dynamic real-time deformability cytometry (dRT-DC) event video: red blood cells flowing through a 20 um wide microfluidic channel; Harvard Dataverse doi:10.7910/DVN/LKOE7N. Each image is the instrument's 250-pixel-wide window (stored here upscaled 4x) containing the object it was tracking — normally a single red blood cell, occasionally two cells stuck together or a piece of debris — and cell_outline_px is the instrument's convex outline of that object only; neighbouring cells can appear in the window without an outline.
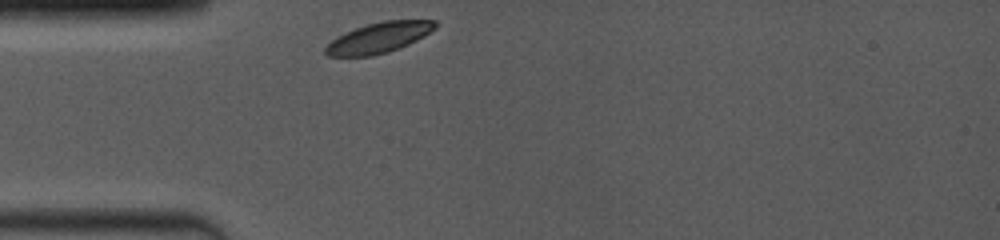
{"species": "common noctule bat (a hibernating species)", "species_latin": "Nyctalus noctula", "temperature_condition": "room temperature", "stored_images_in_passage": 21, "camera_frame_rate_fps": 4000, "um_per_image_px": 0.085, "animal": {"sex": "female", "body_mass_g": 19.0, "forearm_length_mm": 53.3}, "frame": {"image": 1, "passage_image": 1, "time_ms": 0.0, "image_size_px": [1000, 240], "cell_outline_px": [[436, 28], [424, 36], [408, 44], [388, 52], [372, 56], [328, 56], [324, 52], [324, 48], [336, 36], [344, 32], [368, 24], [384, 20], [436, 20]], "centroid_in_image_um": [32.19, 3.2], "position_along_channel_um": 52.8, "area_um2": 19.42}}
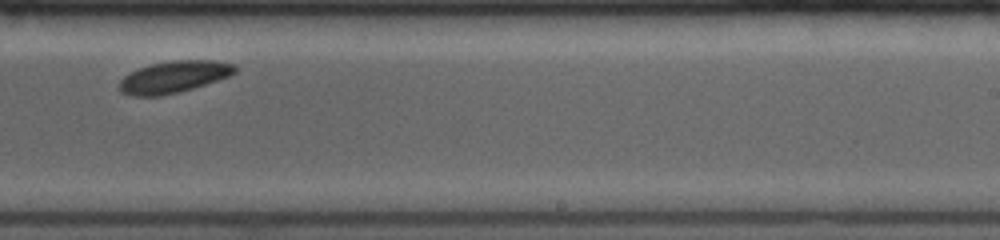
{"frame": {"image": 2, "passage_image": 12, "time_ms": 6.0, "image_size_px": [1000, 240], "cell_outline_px": [[236, 72], [228, 76], [180, 92], [160, 96], [132, 96], [120, 92], [120, 80], [124, 76], [140, 68], [152, 64], [172, 60], [216, 60], [236, 64]], "centroid_in_image_um": [14.78, 6.53], "position_along_channel_um": 274.2, "area_um2": 21.27}}
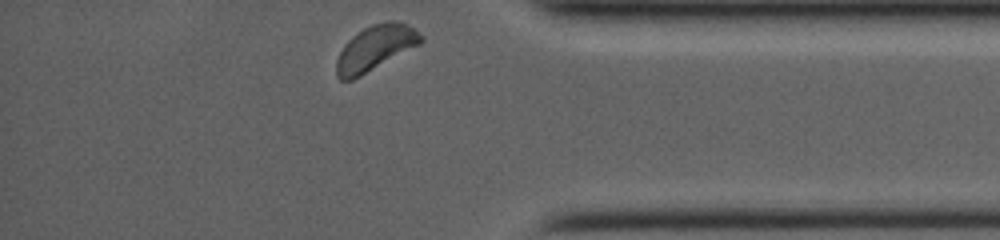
{"frame": {"image": 3, "passage_image": 21, "time_ms": 9.5, "image_size_px": [1000, 240], "cell_outline_px": [[424, 40], [420, 44], [360, 76], [352, 80], [340, 80], [336, 76], [336, 60], [344, 44], [352, 36], [364, 28], [372, 24], [388, 20], [400, 20], [424, 36]], "centroid_in_image_um": [31.89, 4.06], "position_along_channel_um": 403.3, "area_um2": 22.2}, "authors_computed_cell_mechanics": {"area_um2": 21.2704, "velocity_mm_per_s": 3.8553, "shape_relaxation_time_tau1_ms": 0.3796, "shape_relaxation_time_tau2_ms": null, "deformation_change_tau1": 0.0348, "deformation_change_tau2": null}}